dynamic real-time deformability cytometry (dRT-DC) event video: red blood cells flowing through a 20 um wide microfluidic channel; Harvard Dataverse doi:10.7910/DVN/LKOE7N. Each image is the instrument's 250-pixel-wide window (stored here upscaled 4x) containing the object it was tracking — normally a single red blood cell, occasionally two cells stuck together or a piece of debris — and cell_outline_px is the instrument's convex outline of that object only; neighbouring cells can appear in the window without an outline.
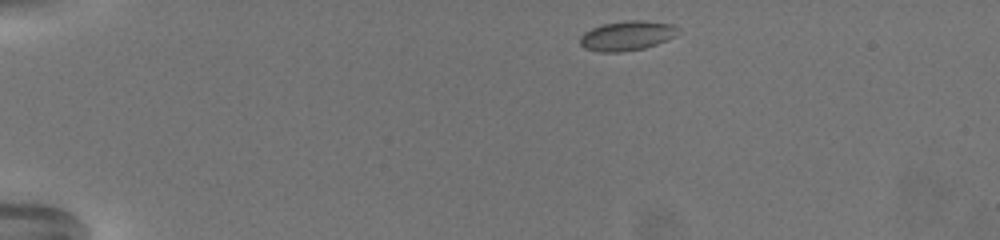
{"species": "common noctule bat (a hibernating species)", "species_latin": "Nyctalus noctula", "temperature_condition": "warm", "stored_images_in_passage": 53, "camera_frame_rate_fps": 3000, "um_per_image_px": 0.085, "animal": {"sex": "female", "body_mass_g": 19.5, "forearm_length_mm": 54.1}, "frame": {"image": 1, "passage_image": 1, "time_ms": 0.0, "image_size_px": [1000, 240], "cell_outline_px": [[680, 32], [676, 36], [656, 44], [644, 48], [620, 52], [600, 52], [584, 48], [580, 44], [580, 36], [584, 32], [592, 28], [604, 24], [628, 20], [644, 20], [672, 24]], "centroid_in_image_um": [53.29, 3.04], "position_along_channel_um": 31.7, "area_um2": 16.88}}
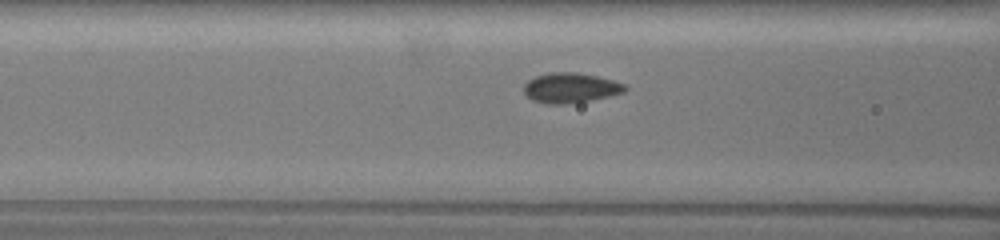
{"frame": {"image": 2, "passage_image": 17, "time_ms": 5.333, "image_size_px": [1000, 240], "cell_outline_px": [[628, 88], [624, 92], [608, 96], [588, 100], [564, 104], [544, 104], [532, 100], [524, 92], [524, 84], [528, 80], [536, 76], [548, 72], [576, 72], [596, 76], [612, 80], [624, 84]], "centroid_in_image_um": [48.46, 7.46], "position_along_channel_um": 118.1, "area_um2": 17.57}, "authors_computed_cell_mechanics": {"area_um2": 16.8776, "velocity_mm_per_s": 3.252, "shape_relaxation_time_tau1_ms": 3.8876, "shape_relaxation_time_tau2_ms": null, "deformation_change_tau1": 0.0993, "deformation_change_tau2": null}}